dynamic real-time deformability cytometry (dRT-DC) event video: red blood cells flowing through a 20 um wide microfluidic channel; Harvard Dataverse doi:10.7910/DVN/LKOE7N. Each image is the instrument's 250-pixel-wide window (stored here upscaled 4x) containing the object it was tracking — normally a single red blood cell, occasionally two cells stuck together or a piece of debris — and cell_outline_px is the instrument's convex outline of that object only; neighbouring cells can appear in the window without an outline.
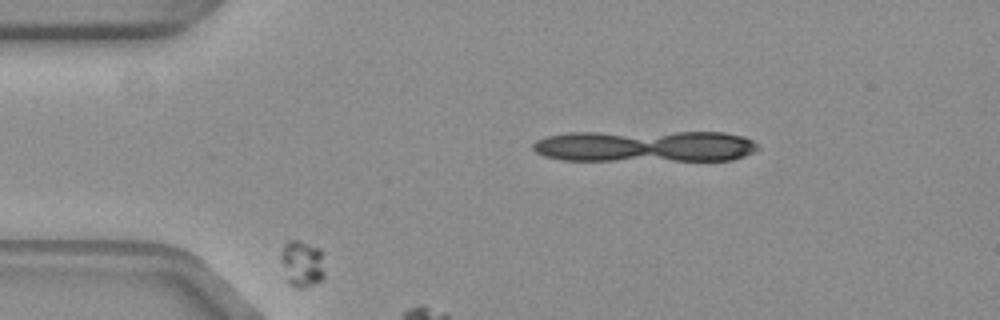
{"species": "common noctule bat (a hibernating species)", "species_latin": "Nyctalus noctula", "temperature_condition": "warm", "stored_images_in_passage": 12, "camera_frame_rate_fps": 3000, "um_per_image_px": 0.085, "animal": {"sex": "female", "body_mass_g": 19.3, "forearm_length_mm": 54.1}, "frame": {"image": 1, "passage_image": 9, "time_ms": 2.667, "image_size_px": [1000, 320], "cell_outline_px": [[324, 276], [320, 280], [304, 288], [296, 288], [288, 284], [280, 260], [280, 252], [284, 244], [288, 240], [296, 240], [320, 248], [324, 272]], "centroid_in_image_um": [25.63, 22.42], "position_along_channel_um": 59.4, "area_um2": 11.91}}